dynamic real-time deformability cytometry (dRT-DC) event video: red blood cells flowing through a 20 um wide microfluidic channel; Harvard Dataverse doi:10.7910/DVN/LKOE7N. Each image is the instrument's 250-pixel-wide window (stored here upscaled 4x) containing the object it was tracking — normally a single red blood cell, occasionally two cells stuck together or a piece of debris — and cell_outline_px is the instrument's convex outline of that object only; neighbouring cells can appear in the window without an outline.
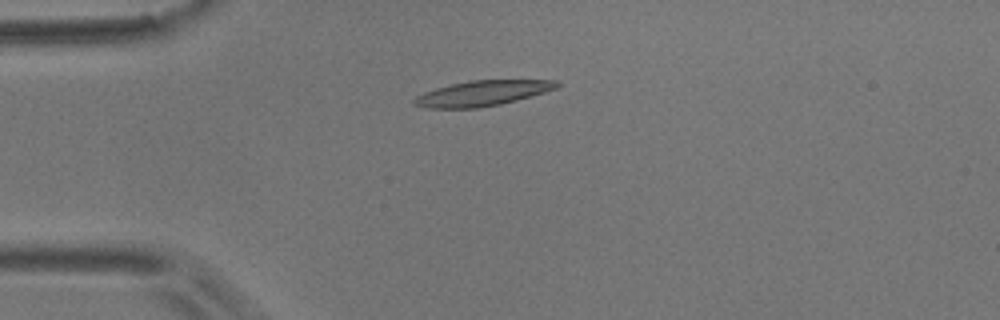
{"species": "common noctule bat (a hibernating species)", "species_latin": "Nyctalus noctula", "temperature_condition": "room temperature", "stored_images_in_passage": 5, "camera_frame_rate_fps": 3000, "um_per_image_px": 0.085, "animal": {"sex": "male", "body_mass_g": 17.9}, "frame": {"image": 1, "passage_image": 3, "time_ms": 4.0, "image_size_px": [1000, 320], "cell_outline_px": [[560, 84], [556, 88], [544, 92], [516, 100], [500, 104], [480, 108], [428, 108], [412, 104], [412, 100], [416, 96], [424, 92], [436, 88], [452, 84], [472, 80], [556, 80]], "centroid_in_image_um": [40.96, 7.93], "position_along_channel_um": 44.0, "area_um2": 20.87}}
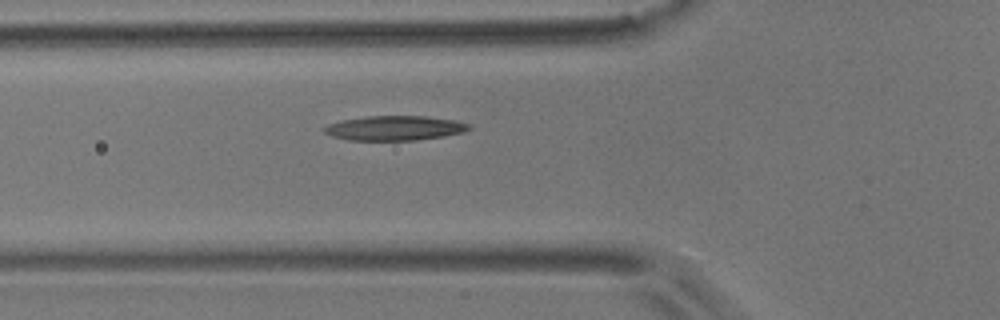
{"frame": {"image": 2, "passage_image": 5, "time_ms": 6.0, "image_size_px": [1000, 320], "cell_outline_px": [[472, 128], [464, 132], [444, 136], [416, 140], [348, 140], [332, 136], [324, 132], [324, 128], [328, 124], [340, 120], [368, 116], [428, 116], [456, 120], [472, 124]], "centroid_in_image_um": [33.59, 10.88], "position_along_channel_um": 92.2, "area_um2": 20.92}}